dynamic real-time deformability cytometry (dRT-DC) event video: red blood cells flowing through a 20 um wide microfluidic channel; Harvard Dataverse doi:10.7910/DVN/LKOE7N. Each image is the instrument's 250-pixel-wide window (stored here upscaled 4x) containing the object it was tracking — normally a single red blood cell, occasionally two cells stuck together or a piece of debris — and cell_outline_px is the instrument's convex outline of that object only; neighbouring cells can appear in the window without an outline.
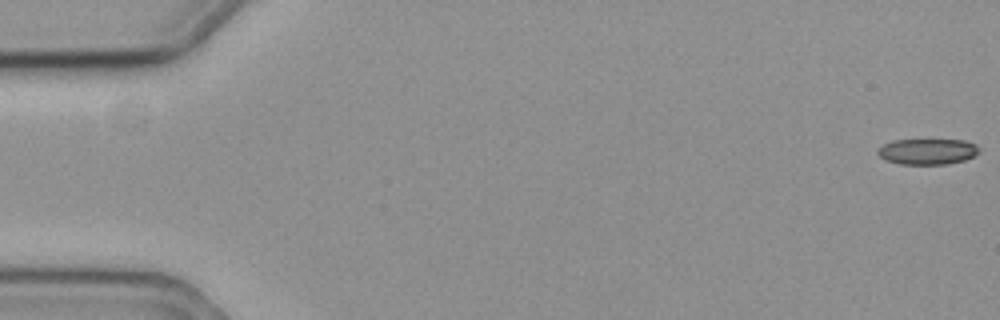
{"species": "common noctule bat (a hibernating species)", "species_latin": "Nyctalus noctula", "temperature_condition": "cold", "stored_images_in_passage": 59, "camera_frame_rate_fps": 3000, "um_per_image_px": 0.085, "animal": {"sex": "female", "body_mass_g": 19.3, "forearm_length_mm": 54.1}, "frame": {"image": 1, "passage_image": 1, "time_ms": 0.0, "image_size_px": [1000, 320], "cell_outline_px": [[980, 152], [976, 156], [964, 160], [948, 164], [900, 164], [884, 160], [876, 152], [884, 144], [892, 140], [964, 140], [976, 144], [980, 148]], "centroid_in_image_um": [78.87, 12.88], "position_along_channel_um": 6.1, "area_um2": 15.37}}
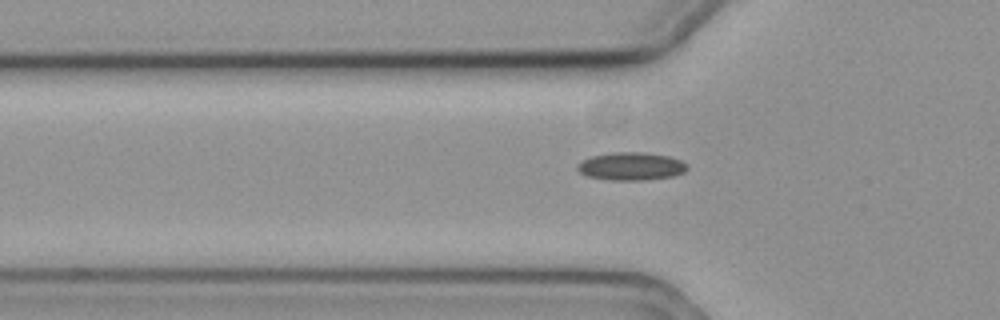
{"frame": {"image": 2, "passage_image": 20, "time_ms": 6.333, "image_size_px": [1000, 320], "cell_outline_px": [[688, 168], [684, 172], [672, 176], [644, 180], [612, 180], [588, 176], [580, 172], [576, 168], [576, 164], [592, 156], [612, 152], [640, 152], [668, 156], [680, 160], [688, 164]], "centroid_in_image_um": [53.65, 14.13], "position_along_channel_um": 72.2, "area_um2": 17.74}}
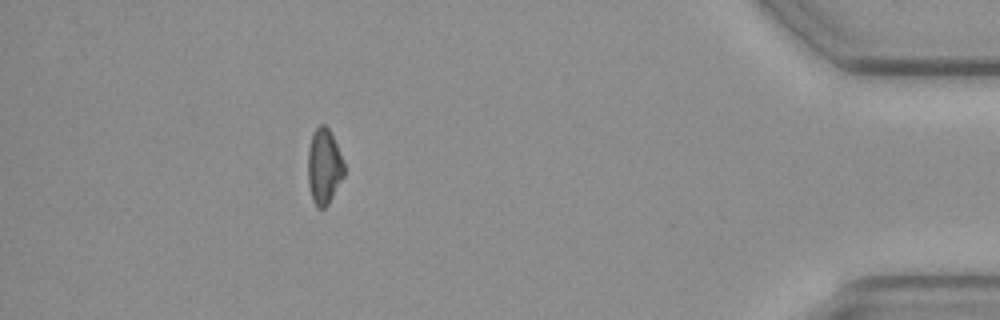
{"frame": {"image": 3, "passage_image": 53, "time_ms": 17.333, "image_size_px": [1000, 320], "cell_outline_px": [[344, 176], [328, 204], [324, 208], [316, 208], [312, 200], [308, 184], [308, 148], [312, 136], [316, 128], [320, 124], [324, 124], [328, 128], [344, 160]], "centroid_in_image_um": [27.54, 14.18], "position_along_channel_um": 407.7, "area_um2": 15.95}}